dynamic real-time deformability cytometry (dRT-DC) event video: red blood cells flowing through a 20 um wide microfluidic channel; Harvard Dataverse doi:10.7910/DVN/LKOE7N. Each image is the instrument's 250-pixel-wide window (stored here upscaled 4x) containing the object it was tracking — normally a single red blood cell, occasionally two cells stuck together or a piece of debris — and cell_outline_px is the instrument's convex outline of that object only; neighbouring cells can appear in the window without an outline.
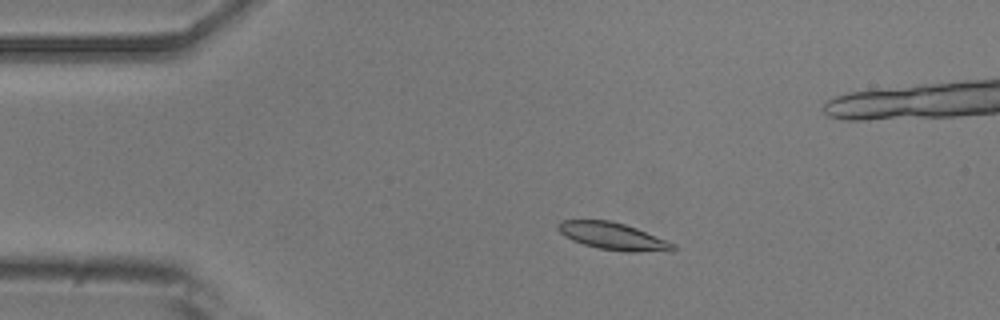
{"species": "common noctule bat (a hibernating species)", "species_latin": "Nyctalus noctula", "temperature_condition": "room temperature", "stored_images_in_passage": 5, "camera_frame_rate_fps": 3000, "um_per_image_px": 0.085, "animal": {"sex": "male", "body_mass_g": 20.5, "forearm_length_mm": 52.5}, "frame": {"image": 1, "passage_image": 3, "time_ms": 3.0, "image_size_px": [1000, 320], "cell_outline_px": [[676, 248], [632, 252], [628, 252], [600, 248], [584, 244], [572, 240], [564, 236], [556, 228], [560, 220], [608, 220], [624, 224], [636, 228], [676, 244]], "centroid_in_image_um": [52.01, 20.05], "position_along_channel_um": 33.0, "area_um2": 17.69}}